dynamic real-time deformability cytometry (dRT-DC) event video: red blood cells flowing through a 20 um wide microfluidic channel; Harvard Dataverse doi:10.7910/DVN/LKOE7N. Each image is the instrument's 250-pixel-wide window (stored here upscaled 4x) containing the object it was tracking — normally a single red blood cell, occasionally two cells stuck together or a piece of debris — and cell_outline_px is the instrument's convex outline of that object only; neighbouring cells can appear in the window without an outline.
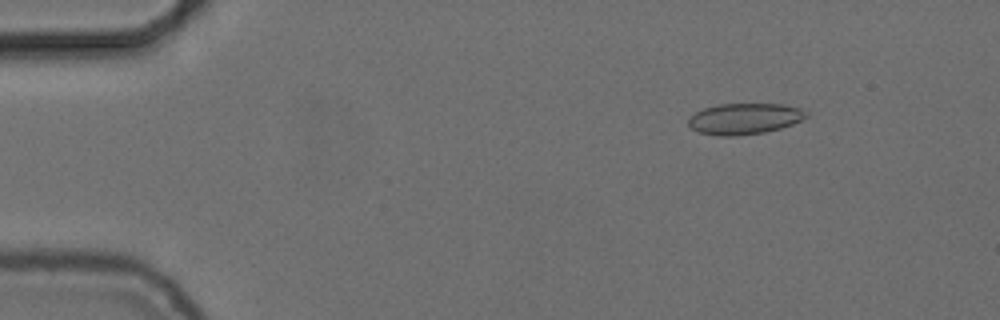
{"species": "common noctule bat (a hibernating species)", "species_latin": "Nyctalus noctula", "temperature_condition": "cold", "stored_images_in_passage": 55, "camera_frame_rate_fps": 3000, "um_per_image_px": 0.085, "animal": {"sex": "female", "body_mass_g": 24.6, "forearm_length_mm": 56.2}, "frame": {"image": 1, "passage_image": 7, "time_ms": 2.0, "image_size_px": [1000, 320], "cell_outline_px": [[808, 116], [792, 124], [780, 128], [764, 132], [736, 136], [720, 136], [700, 132], [692, 128], [688, 124], [688, 120], [696, 112], [704, 108], [716, 104], [784, 104], [800, 108], [808, 112]], "centroid_in_image_um": [63.29, 10.08], "position_along_channel_um": 21.7, "area_um2": 21.21}}
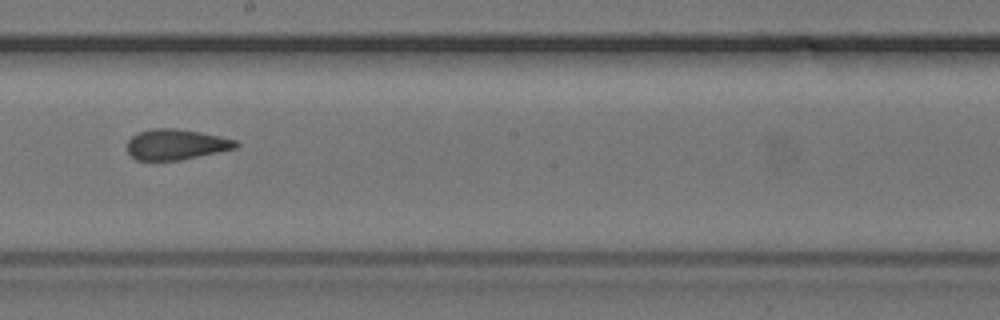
{"frame": {"image": 2, "passage_image": 31, "time_ms": 10.0, "image_size_px": [1000, 320], "cell_outline_px": [[240, 144], [236, 148], [180, 160], [136, 160], [128, 152], [128, 140], [136, 132], [152, 128], [176, 128], [200, 132], [220, 136], [236, 140]], "centroid_in_image_um": [14.96, 12.26], "position_along_channel_um": 233.2, "area_um2": 19.36}}
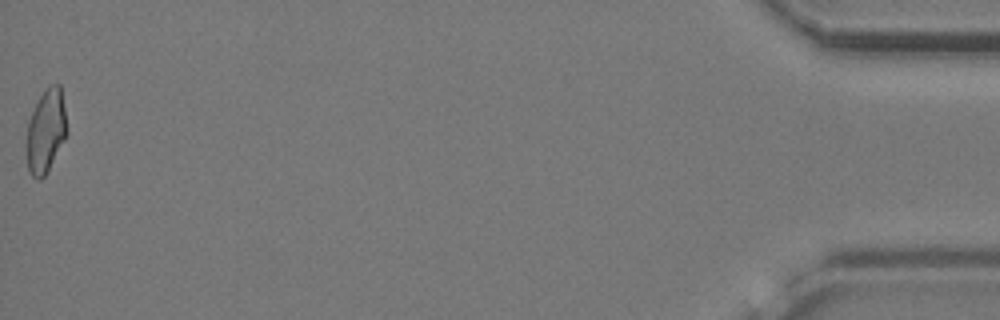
{"frame": {"image": 3, "passage_image": 55, "time_ms": 18.0, "image_size_px": [1000, 320], "cell_outline_px": [[68, 132], [64, 140], [44, 176], [40, 180], [36, 180], [32, 176], [28, 168], [24, 148], [24, 144], [28, 120], [40, 96], [48, 84], [60, 84]], "centroid_in_image_um": [3.86, 11.15], "position_along_channel_um": 431.3, "area_um2": 19.88}, "authors_computed_cell_mechanics": {"area_um2": 20.23, "velocity_mm_per_s": 3.7187, "shape_relaxation_time_tau1_ms": null, "shape_relaxation_time_tau2_ms": 1.7347, "deformation_change_tau1": null, "deformation_change_tau2": 0.0732}}